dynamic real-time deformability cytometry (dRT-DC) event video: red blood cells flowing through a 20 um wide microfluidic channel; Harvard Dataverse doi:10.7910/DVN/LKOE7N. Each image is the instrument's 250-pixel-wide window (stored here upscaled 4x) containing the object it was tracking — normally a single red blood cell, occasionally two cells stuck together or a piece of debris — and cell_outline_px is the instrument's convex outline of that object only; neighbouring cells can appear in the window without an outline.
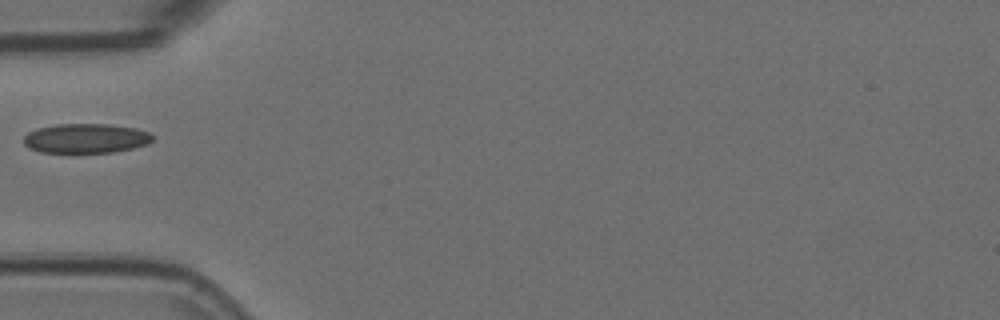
{"species": "Egyptian fruit bat (a non-hibernating species)", "species_latin": "Rousettus aegyptiacus", "temperature_condition": "room temperature", "stored_images_in_passage": 6, "camera_frame_rate_fps": 3000, "um_per_image_px": 0.085, "animal": {"sex": "female"}, "frame": {"image": 1, "passage_image": 1, "time_ms": 0.0, "image_size_px": [1000, 320], "cell_outline_px": [[156, 136], [148, 144], [132, 148], [112, 152], [40, 152], [28, 148], [24, 144], [24, 136], [28, 132], [36, 128], [56, 124], [108, 124], [136, 128], [148, 132]], "centroid_in_image_um": [7.29, 11.75], "position_along_channel_um": 77.7, "area_um2": 22.25}}
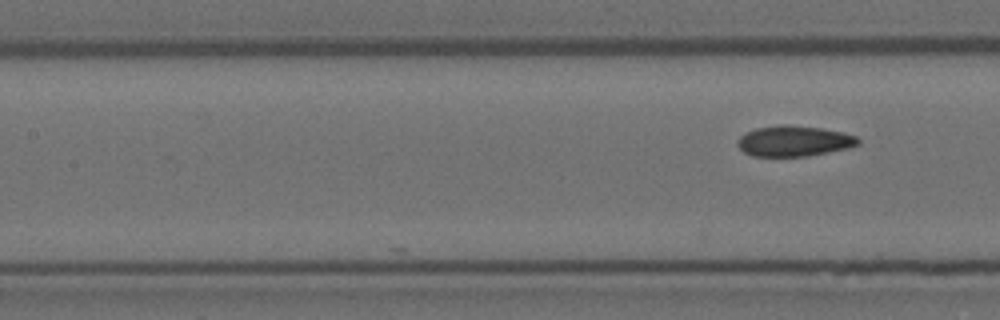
{"frame": {"image": 2, "passage_image": 6, "time_ms": 1.667, "image_size_px": [1000, 320], "cell_outline_px": [[860, 144], [848, 148], [808, 156], [752, 156], [744, 152], [736, 144], [736, 140], [744, 132], [756, 128], [780, 124], [788, 124], [820, 128], [844, 132], [856, 136], [860, 140]], "centroid_in_image_um": [67.47, 11.98], "position_along_channel_um": 139.9, "area_um2": 21.73}}